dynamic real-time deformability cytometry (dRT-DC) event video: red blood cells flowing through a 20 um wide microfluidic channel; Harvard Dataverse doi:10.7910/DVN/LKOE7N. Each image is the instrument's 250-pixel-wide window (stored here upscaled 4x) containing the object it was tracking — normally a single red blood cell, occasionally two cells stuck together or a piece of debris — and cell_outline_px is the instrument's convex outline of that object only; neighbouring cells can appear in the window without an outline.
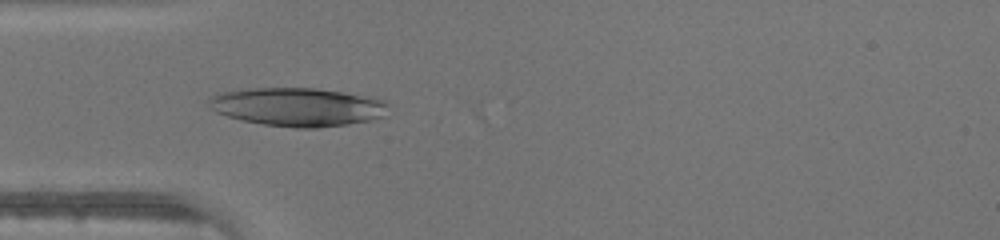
{"species": "human", "species_latin": "Homo sapiens", "temperature_condition": "warm", "stored_images_in_passage": 35, "camera_frame_rate_fps": 3000, "um_per_image_px": 0.085, "donor": {"sex": "male"}, "frame": {"image": 1, "passage_image": 3, "time_ms": 0.667, "image_size_px": [1000, 240], "cell_outline_px": [[388, 104], [384, 116], [372, 120], [348, 124], [316, 128], [296, 128], [264, 124], [240, 120], [216, 112], [208, 104], [208, 96], [216, 92], [252, 88], [316, 88], [340, 92], [384, 100]], "centroid_in_image_um": [25.24, 9.09], "position_along_channel_um": 59.8, "area_um2": 40.23}}
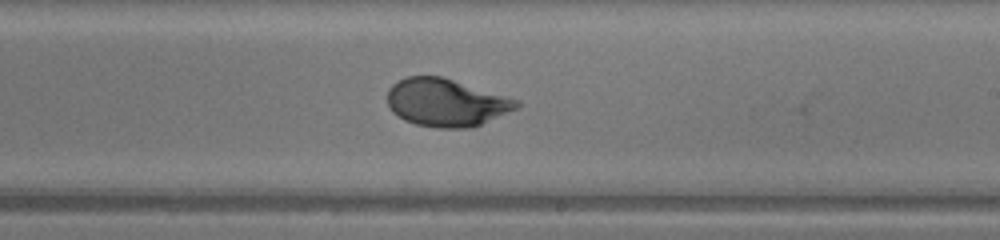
{"frame": {"image": 2, "passage_image": 16, "time_ms": 5.0, "image_size_px": [1000, 240], "cell_outline_px": [[520, 108], [472, 128], [436, 128], [416, 124], [404, 120], [392, 112], [388, 104], [388, 88], [392, 84], [408, 76], [440, 76], [520, 100]], "centroid_in_image_um": [37.95, 8.73], "position_along_channel_um": 251.1, "area_um2": 36.01}}
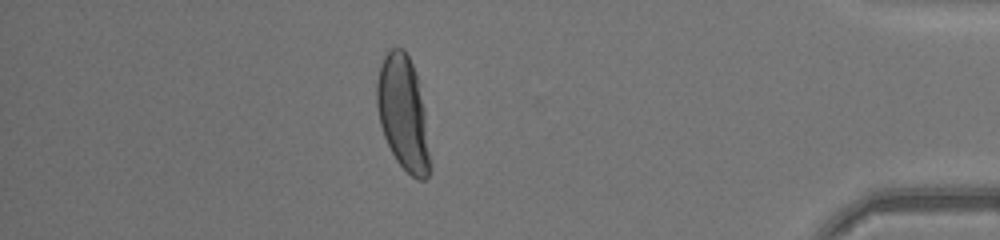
{"frame": {"image": 3, "passage_image": 29, "time_ms": 9.333, "image_size_px": [1000, 240], "cell_outline_px": [[428, 176], [424, 180], [416, 180], [396, 160], [384, 136], [380, 124], [376, 104], [376, 80], [380, 64], [388, 48], [404, 48], [412, 64], [416, 76], [424, 108], [428, 152]], "centroid_in_image_um": [34.21, 9.56], "position_along_channel_um": 401.0, "area_um2": 34.8}}